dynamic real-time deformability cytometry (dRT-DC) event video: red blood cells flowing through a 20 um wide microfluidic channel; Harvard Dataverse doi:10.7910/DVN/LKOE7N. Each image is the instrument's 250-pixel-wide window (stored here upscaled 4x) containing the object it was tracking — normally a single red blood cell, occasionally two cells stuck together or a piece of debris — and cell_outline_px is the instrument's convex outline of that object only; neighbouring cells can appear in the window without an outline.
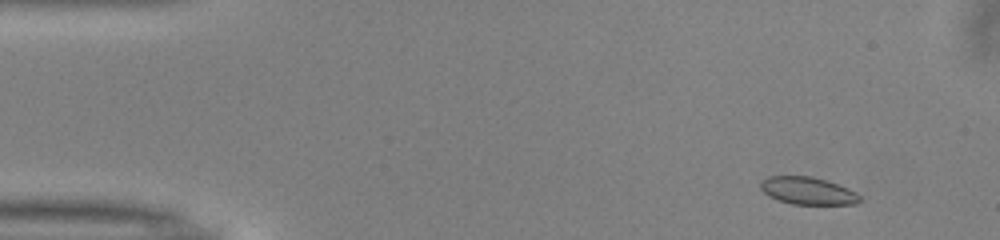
{"species": "common noctule bat (a hibernating species)", "species_latin": "Nyctalus noctula", "temperature_condition": "warm", "stored_images_in_passage": 47, "camera_frame_rate_fps": 3000, "um_per_image_px": 0.085, "animal": {"sex": "male", "body_mass_g": 13.0, "forearm_length_mm": 53.1}, "frame": {"image": 1, "passage_image": 1, "time_ms": 0.0, "image_size_px": [1000, 240], "cell_outline_px": [[860, 200], [856, 204], [792, 204], [768, 196], [760, 188], [760, 180], [768, 176], [812, 176], [848, 188], [856, 192], [860, 196]], "centroid_in_image_um": [68.63, 16.21], "position_along_channel_um": 16.4, "area_um2": 15.78}}
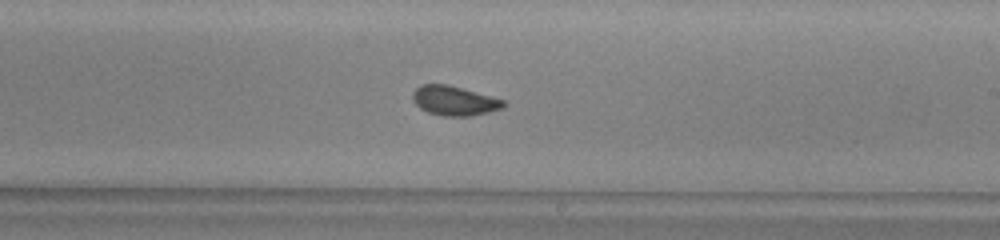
{"frame": {"image": 2, "passage_image": 26, "time_ms": 8.333, "image_size_px": [1000, 240], "cell_outline_px": [[508, 104], [504, 108], [488, 112], [468, 116], [444, 116], [428, 112], [420, 108], [412, 100], [412, 92], [420, 84], [448, 84], [504, 100]], "centroid_in_image_um": [38.61, 8.56], "position_along_channel_um": 250.4, "area_um2": 15.66}}
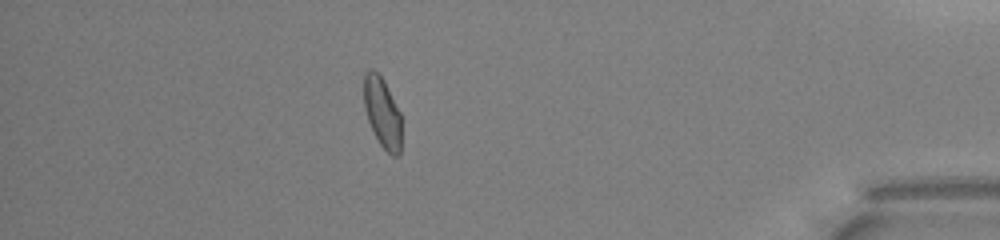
{"frame": {"image": 3, "passage_image": 41, "time_ms": 13.333, "image_size_px": [1000, 240], "cell_outline_px": [[400, 152], [396, 156], [392, 156], [380, 144], [368, 120], [364, 108], [364, 72], [372, 68], [384, 80], [400, 112]], "centroid_in_image_um": [32.48, 9.53], "position_along_channel_um": 402.7, "area_um2": 15.14}, "authors_computed_cell_mechanics": {"area_um2": 15.8372, "velocity_mm_per_s": 4.0134, "shape_relaxation_time_tau1_ms": 3.7293, "shape_relaxation_time_tau2_ms": 0.8376, "deformation_change_tau1": 0.1068, "deformation_change_tau2": 0.0504}}